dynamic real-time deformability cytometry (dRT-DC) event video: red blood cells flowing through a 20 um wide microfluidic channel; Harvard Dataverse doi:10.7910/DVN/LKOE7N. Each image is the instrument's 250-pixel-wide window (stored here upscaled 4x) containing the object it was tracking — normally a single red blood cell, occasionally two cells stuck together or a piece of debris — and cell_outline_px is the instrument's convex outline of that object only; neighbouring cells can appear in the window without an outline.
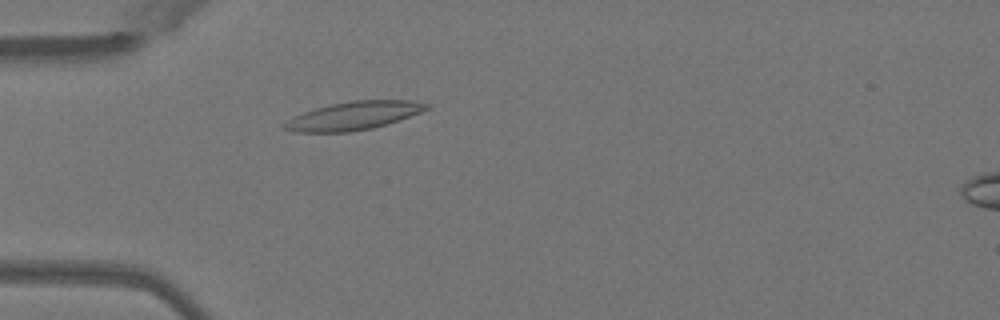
{"species": "Egyptian fruit bat (a non-hibernating species)", "species_latin": "Rousettus aegyptiacus", "temperature_condition": "warm", "stored_images_in_passage": 50, "camera_frame_rate_fps": 3000, "um_per_image_px": 0.085, "animal": {"sex": "female"}, "frame": {"image": 1, "passage_image": 15, "time_ms": 4.667, "image_size_px": [1000, 320], "cell_outline_px": [[432, 108], [372, 128], [348, 132], [296, 132], [284, 128], [280, 124], [304, 112], [316, 108], [332, 104], [352, 100], [412, 100], [432, 104]], "centroid_in_image_um": [30.08, 9.82], "position_along_channel_um": 54.9, "area_um2": 23.12}}
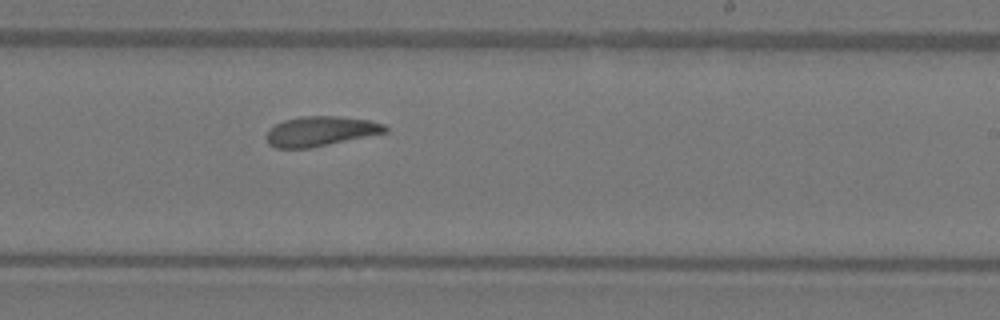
{"frame": {"image": 2, "passage_image": 31, "time_ms": 10.0, "image_size_px": [1000, 320], "cell_outline_px": [[388, 132], [312, 148], [276, 148], [268, 144], [268, 128], [284, 120], [300, 116], [336, 116], [368, 120], [384, 124], [388, 128]], "centroid_in_image_um": [27.26, 11.16], "position_along_channel_um": 261.7, "area_um2": 20.63}}
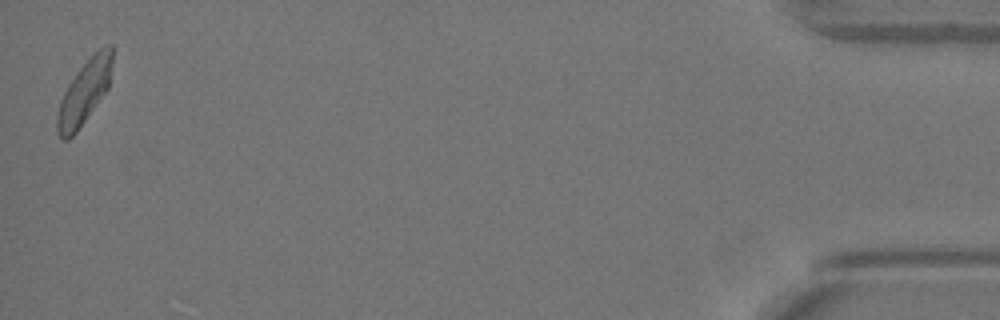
{"frame": {"image": 3, "passage_image": 50, "time_ms": 16.333, "image_size_px": [1000, 320], "cell_outline_px": [[112, 60], [108, 88], [76, 132], [68, 140], [64, 140], [56, 132], [56, 116], [60, 100], [68, 84], [76, 72], [100, 48], [108, 44], [112, 44]], "centroid_in_image_um": [7.14, 7.86], "position_along_channel_um": 428.1, "area_um2": 20.06}, "authors_computed_cell_mechanics": {"area_um2": 21.2126, "velocity_mm_per_s": 4.0312, "shape_relaxation_time_tau1_ms": null, "shape_relaxation_time_tau2_ms": 6.6038, "deformation_change_tau1": null, "deformation_change_tau2": 0.1615}}